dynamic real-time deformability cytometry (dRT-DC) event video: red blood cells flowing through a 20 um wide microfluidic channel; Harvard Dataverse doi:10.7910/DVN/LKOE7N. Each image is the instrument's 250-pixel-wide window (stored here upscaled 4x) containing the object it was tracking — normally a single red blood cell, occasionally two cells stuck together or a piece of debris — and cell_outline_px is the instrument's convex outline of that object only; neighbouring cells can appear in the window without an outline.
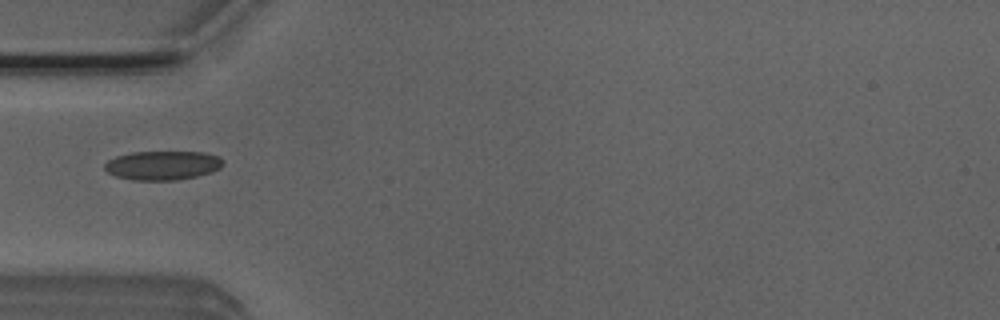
{"species": "Egyptian fruit bat (a non-hibernating species)", "species_latin": "Rousettus aegyptiacus", "temperature_condition": "room temperature", "stored_images_in_passage": 4, "camera_frame_rate_fps": 3000, "um_per_image_px": 0.085, "animal": {"sex": "male"}, "frame": {"image": 1, "passage_image": 4, "time_ms": 1.0, "image_size_px": [1000, 320], "cell_outline_px": [[224, 164], [220, 168], [212, 172], [196, 176], [176, 180], [132, 180], [116, 176], [108, 172], [104, 168], [104, 164], [108, 160], [116, 156], [132, 152], [204, 152], [220, 156]], "centroid_in_image_um": [13.83, 14.05], "position_along_channel_um": 71.2, "area_um2": 20.11}}